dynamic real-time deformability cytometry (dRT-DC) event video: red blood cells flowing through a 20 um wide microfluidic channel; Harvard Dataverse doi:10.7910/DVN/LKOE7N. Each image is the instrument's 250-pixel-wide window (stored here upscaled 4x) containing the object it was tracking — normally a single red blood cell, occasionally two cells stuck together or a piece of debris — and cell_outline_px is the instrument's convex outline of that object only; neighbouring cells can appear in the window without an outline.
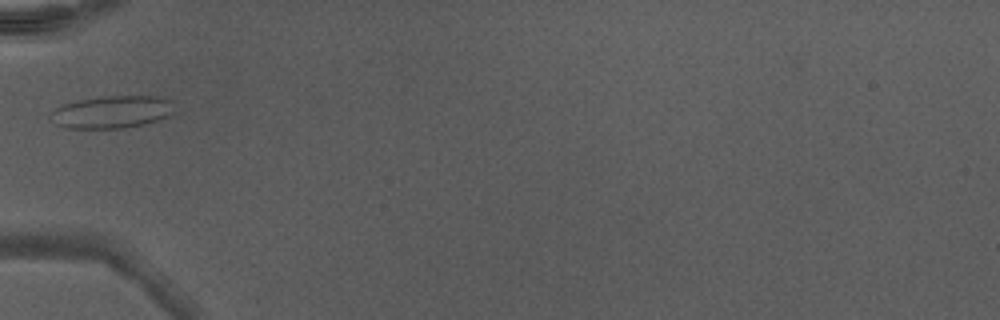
{"species": "Egyptian fruit bat (a non-hibernating species)", "species_latin": "Rousettus aegyptiacus", "temperature_condition": "warm", "stored_images_in_passage": 6, "camera_frame_rate_fps": 3000, "um_per_image_px": 0.085, "animal": {"sex": "male"}, "frame": {"image": 1, "passage_image": 1, "time_ms": 0.0, "image_size_px": [1000, 320], "cell_outline_px": [[172, 112], [168, 116], [144, 124], [120, 128], [64, 128], [56, 124], [52, 112], [56, 108], [64, 104], [80, 100], [108, 96], [160, 96], [172, 100]], "centroid_in_image_um": [9.55, 9.51], "position_along_channel_um": 75.4, "area_um2": 22.95}}